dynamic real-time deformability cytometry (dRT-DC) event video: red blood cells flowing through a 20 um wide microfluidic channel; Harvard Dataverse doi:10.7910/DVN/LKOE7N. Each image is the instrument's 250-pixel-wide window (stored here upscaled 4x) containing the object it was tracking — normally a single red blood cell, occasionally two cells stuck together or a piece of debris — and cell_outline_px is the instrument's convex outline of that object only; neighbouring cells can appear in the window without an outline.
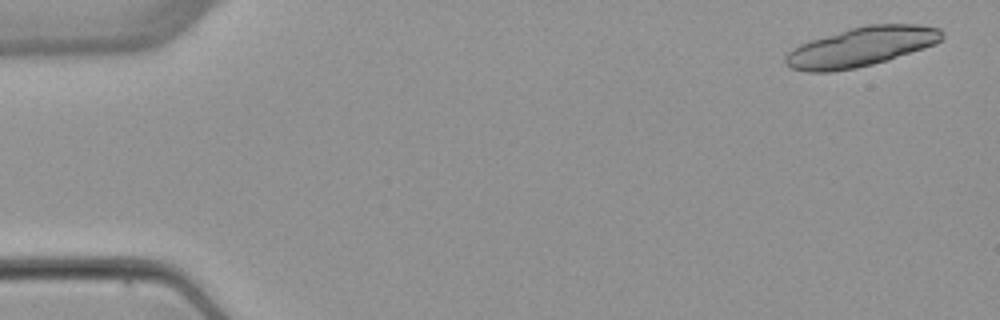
{"species": "common noctule bat (a hibernating species)", "species_latin": "Nyctalus noctula", "temperature_condition": "warm", "stored_images_in_passage": 6, "camera_frame_rate_fps": 3000, "um_per_image_px": 0.085, "animal": {"sex": "female", "body_mass_g": 22.7, "forearm_length_mm": 54.2}, "frame": {"image": 1, "passage_image": 1, "time_ms": 0.0, "image_size_px": [1000, 320], "cell_outline_px": [[944, 36], [936, 44], [888, 60], [856, 68], [832, 72], [808, 72], [792, 68], [784, 64], [784, 56], [792, 48], [800, 44], [812, 40], [852, 28], [868, 24], [916, 24], [940, 28], [944, 32]], "centroid_in_image_um": [73.21, 3.99], "position_along_channel_um": 11.8, "area_um2": 35.84}}
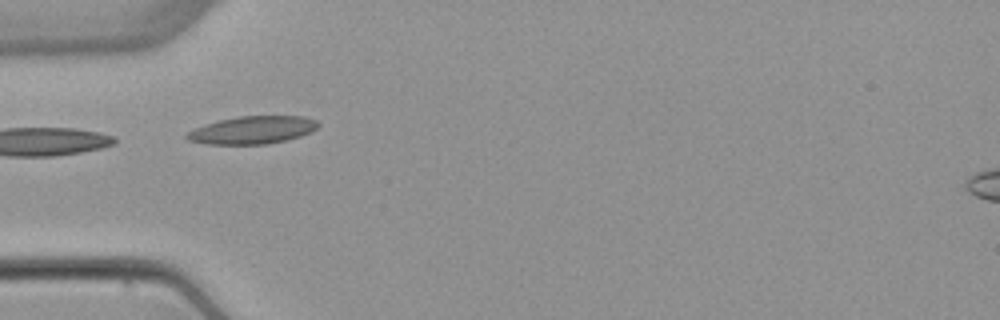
{"frame": {"image": 2, "passage_image": 5, "time_ms": 5.0, "image_size_px": [1000, 320], "cell_outline_px": [[320, 124], [312, 132], [288, 140], [268, 144], [208, 144], [188, 140], [184, 136], [188, 132], [204, 124], [220, 120], [240, 116], [304, 116], [316, 120]], "centroid_in_image_um": [21.49, 11.05], "position_along_channel_um": 63.5, "area_um2": 21.21}}
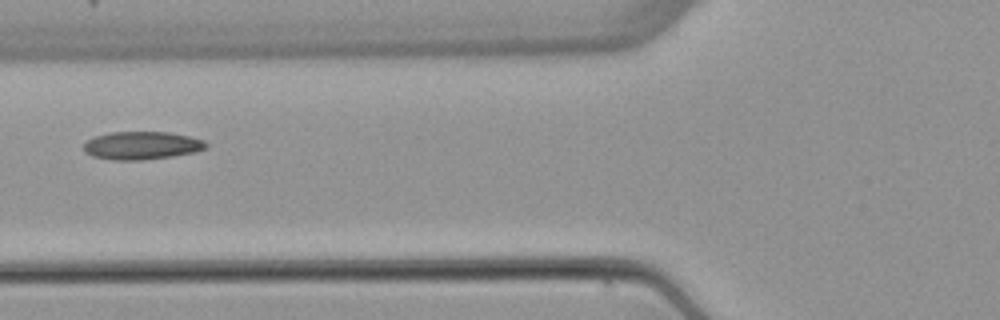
{"frame": {"image": 3, "passage_image": 6, "time_ms": 6.333, "image_size_px": [1000, 320], "cell_outline_px": [[208, 148], [196, 152], [172, 156], [144, 160], [112, 160], [92, 156], [84, 152], [84, 144], [88, 140], [96, 136], [112, 132], [168, 132], [188, 136], [204, 140], [208, 144]], "centroid_in_image_um": [12.07, 12.37], "position_along_channel_um": 113.7, "area_um2": 20.0}}